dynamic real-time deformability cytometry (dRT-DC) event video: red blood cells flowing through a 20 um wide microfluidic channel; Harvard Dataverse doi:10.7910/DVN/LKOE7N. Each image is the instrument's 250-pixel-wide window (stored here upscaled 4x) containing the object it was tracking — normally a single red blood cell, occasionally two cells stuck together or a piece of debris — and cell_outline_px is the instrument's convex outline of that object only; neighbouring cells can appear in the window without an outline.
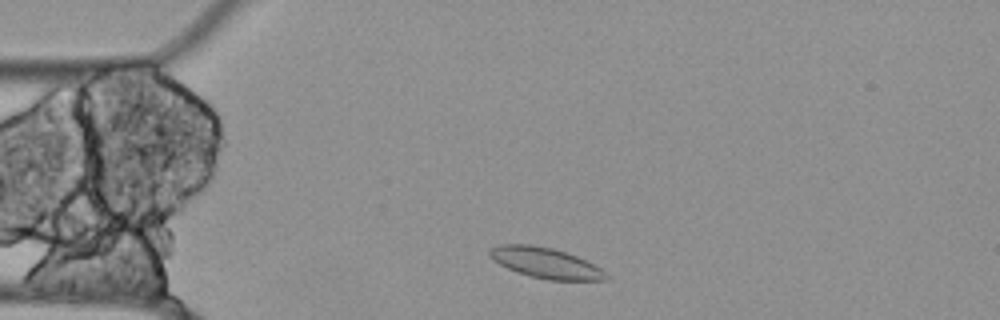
{"species": "Egyptian fruit bat (a non-hibernating species)", "species_latin": "Rousettus aegyptiacus", "temperature_condition": "cold", "stored_images_in_passage": 45, "camera_frame_rate_fps": 3000, "um_per_image_px": 0.085, "animal": {"sex": "female"}, "frame": {"image": 1, "passage_image": 1, "time_ms": 0.0, "image_size_px": [1000, 320], "cell_outline_px": [[608, 276], [604, 280], [548, 280], [516, 272], [492, 260], [488, 256], [488, 252], [492, 248], [500, 244], [532, 244], [552, 248], [576, 256], [600, 268]], "centroid_in_image_um": [46.32, 22.34], "position_along_channel_um": 38.7, "area_um2": 20.46}}
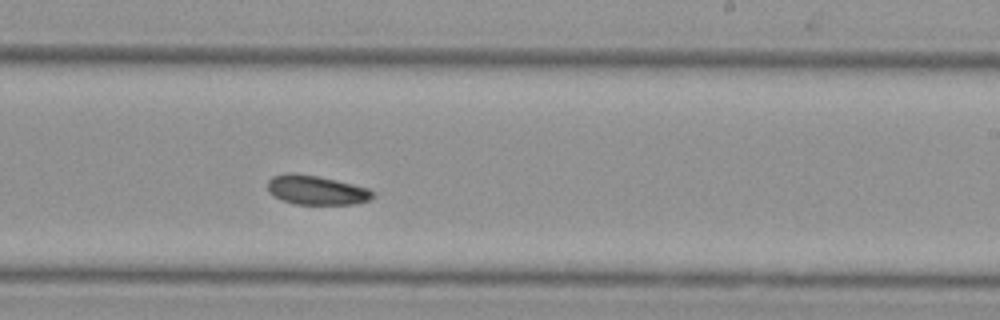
{"frame": {"image": 2, "passage_image": 22, "time_ms": 7.0, "image_size_px": [1000, 320], "cell_outline_px": [[376, 196], [368, 200], [356, 204], [292, 204], [280, 200], [272, 196], [268, 192], [268, 180], [272, 176], [288, 172], [296, 172], [336, 180], [368, 188]], "centroid_in_image_um": [26.83, 16.16], "position_along_channel_um": 262.2, "area_um2": 18.15}}
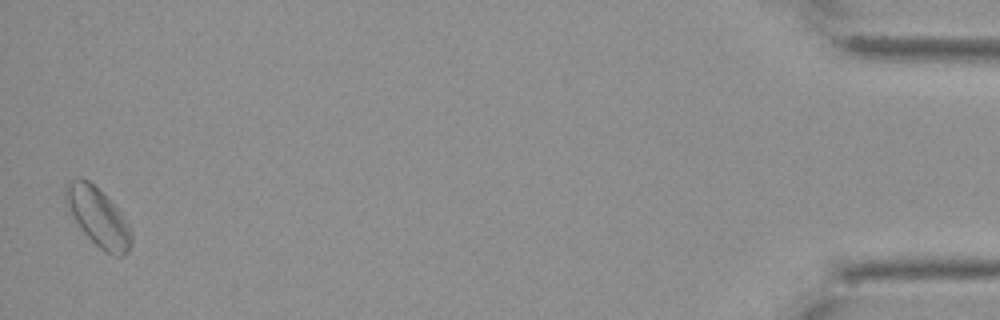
{"frame": {"image": 3, "passage_image": 44, "time_ms": 14.333, "image_size_px": [1000, 320], "cell_outline_px": [[132, 244], [128, 252], [120, 256], [112, 256], [100, 248], [80, 228], [68, 208], [64, 200], [64, 184], [68, 180], [88, 180], [104, 192], [116, 204], [128, 220], [132, 228]], "centroid_in_image_um": [8.38, 18.43], "position_along_channel_um": 426.8, "area_um2": 22.89}}